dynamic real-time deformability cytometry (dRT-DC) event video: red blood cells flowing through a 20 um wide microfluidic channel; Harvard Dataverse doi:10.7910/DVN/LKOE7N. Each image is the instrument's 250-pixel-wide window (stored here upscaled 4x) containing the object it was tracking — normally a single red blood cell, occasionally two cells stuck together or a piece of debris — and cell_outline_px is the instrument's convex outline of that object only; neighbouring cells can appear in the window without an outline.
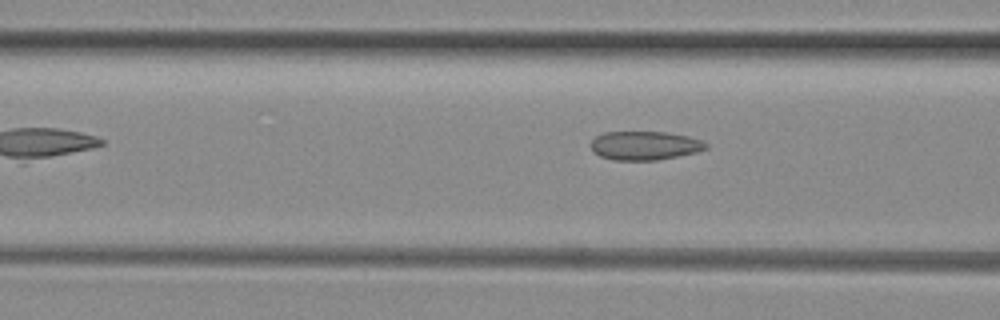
{"species": "common noctule bat (a hibernating species)", "species_latin": "Nyctalus noctula", "temperature_condition": "room temperature", "stored_images_in_passage": 8, "segment_of_instrument_passage": [1, 2], "camera_frame_rate_fps": 3000, "um_per_image_px": 0.085, "animal": {"sex": "female", "body_mass_g": 29.2, "forearm_length_mm": 56.3}, "frame": {"image": 1, "passage_image": 4, "time_ms": 1.0, "image_size_px": [1000, 320], "cell_outline_px": [[708, 148], [696, 152], [656, 160], [612, 160], [600, 156], [592, 152], [592, 140], [596, 136], [604, 132], [668, 132], [688, 136], [700, 140], [708, 144]], "centroid_in_image_um": [54.79, 12.37], "position_along_channel_um": 111.8, "area_um2": 19.25}}
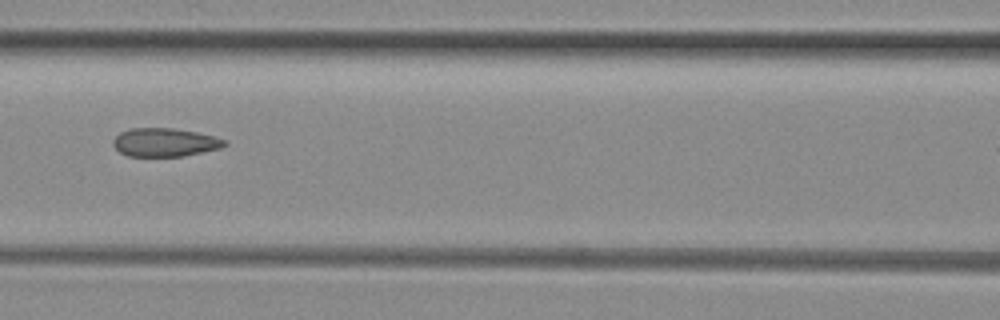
{"frame": {"image": 2, "passage_image": 5, "time_ms": 1.333, "image_size_px": [1000, 320], "cell_outline_px": [[228, 144], [220, 148], [184, 156], [128, 156], [120, 152], [112, 144], [112, 140], [120, 132], [128, 128], [172, 128], [196, 132], [216, 136], [228, 140]], "centroid_in_image_um": [14.02, 12.09], "position_along_channel_um": 152.6, "area_um2": 18.61}}
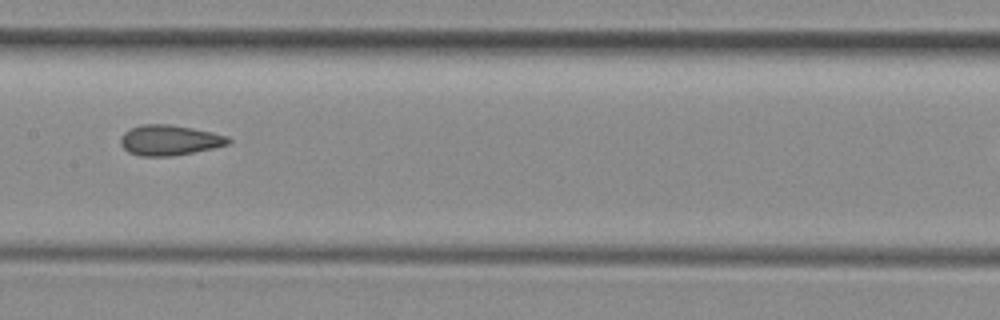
{"frame": {"image": 3, "passage_image": 6, "time_ms": 1.667, "image_size_px": [1000, 320], "cell_outline_px": [[232, 140], [228, 144], [212, 148], [172, 156], [140, 156], [128, 152], [120, 144], [120, 136], [124, 132], [140, 124], [168, 124], [192, 128], [212, 132], [228, 136]], "centroid_in_image_um": [14.38, 11.91], "position_along_channel_um": 193.0, "area_um2": 19.02}}